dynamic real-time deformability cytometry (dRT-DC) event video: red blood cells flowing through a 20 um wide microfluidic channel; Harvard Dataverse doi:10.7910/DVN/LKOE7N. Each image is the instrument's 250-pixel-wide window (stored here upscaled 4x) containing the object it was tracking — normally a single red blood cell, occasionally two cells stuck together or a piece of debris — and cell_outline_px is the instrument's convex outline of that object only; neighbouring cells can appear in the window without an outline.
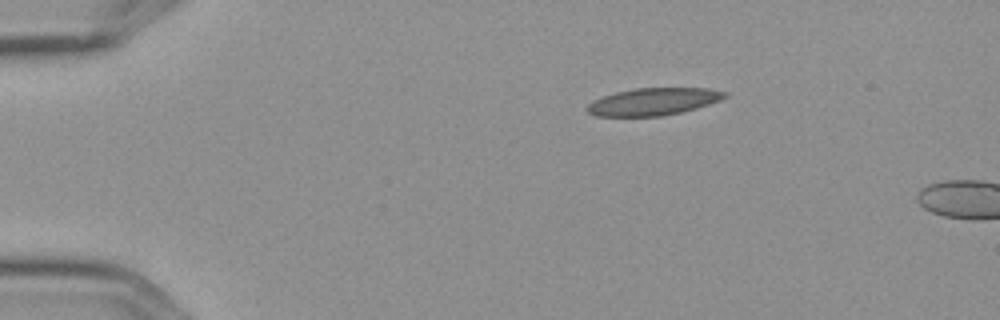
{"species": "Egyptian fruit bat (a non-hibernating species)", "species_latin": "Rousettus aegyptiacus", "temperature_condition": "cold", "stored_images_in_passage": 2, "camera_frame_rate_fps": 3000, "um_per_image_px": 0.085, "frame": {"image": 1, "passage_image": 1, "time_ms": 0.0, "image_size_px": [1000, 320], "cell_outline_px": [[728, 96], [720, 100], [696, 108], [680, 112], [660, 116], [596, 116], [588, 112], [584, 108], [592, 100], [616, 92], [636, 88], [708, 88], [728, 92]], "centroid_in_image_um": [55.52, 8.63], "position_along_channel_um": 29.5, "area_um2": 21.85}}